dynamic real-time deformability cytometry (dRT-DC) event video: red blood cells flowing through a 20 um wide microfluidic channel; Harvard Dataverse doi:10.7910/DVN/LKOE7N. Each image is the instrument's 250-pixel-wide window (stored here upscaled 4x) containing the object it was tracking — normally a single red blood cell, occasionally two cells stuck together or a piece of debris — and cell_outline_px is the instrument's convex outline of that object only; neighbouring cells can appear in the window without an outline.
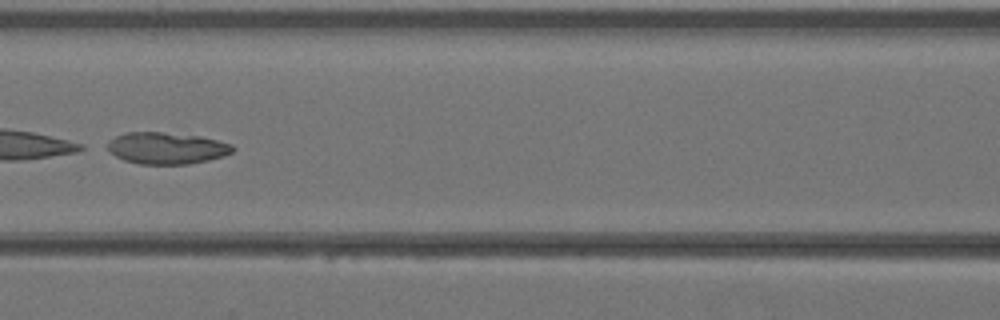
{"species": "Egyptian fruit bat (a non-hibernating species)", "species_latin": "Rousettus aegyptiacus", "temperature_condition": "warm", "stored_images_in_passage": 39, "camera_frame_rate_fps": 3000, "um_per_image_px": 0.085, "animal": {"sex": "female"}, "frame": {"image": 1, "passage_image": 17, "time_ms": 5.333, "image_size_px": [1000, 320], "cell_outline_px": [[236, 148], [232, 152], [224, 156], [208, 160], [188, 164], [140, 164], [124, 160], [116, 156], [108, 148], [108, 144], [116, 136], [124, 132], [160, 132], [200, 136], [232, 144]], "centroid_in_image_um": [14.2, 12.59], "position_along_channel_um": 152.4, "area_um2": 22.95}}